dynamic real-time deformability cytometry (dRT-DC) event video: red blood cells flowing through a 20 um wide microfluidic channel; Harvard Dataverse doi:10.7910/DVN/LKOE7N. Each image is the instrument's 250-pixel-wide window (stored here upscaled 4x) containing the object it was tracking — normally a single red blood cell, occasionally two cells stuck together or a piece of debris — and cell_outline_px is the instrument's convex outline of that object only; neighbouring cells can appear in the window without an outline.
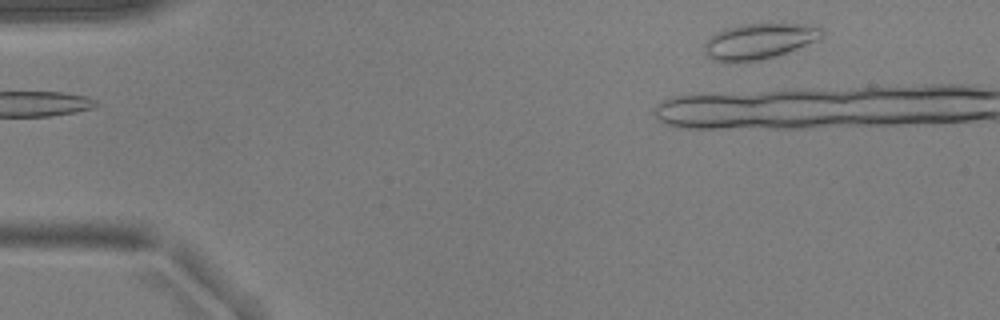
{"species": "common noctule bat (a hibernating species)", "species_latin": "Nyctalus noctula", "temperature_condition": "warm", "stored_images_in_passage": 3, "camera_frame_rate_fps": 3000, "um_per_image_px": 0.085, "animal": {"sex": "male", "body_mass_g": 17.9, "forearm_length_mm": 54.2}, "frame": {"image": 1, "passage_image": 1, "time_ms": 0.0, "image_size_px": [1000, 320], "cell_outline_px": [[824, 32], [816, 40], [776, 56], [760, 60], [712, 60], [704, 52], [704, 44], [716, 32], [740, 24], [804, 24], [820, 28]], "centroid_in_image_um": [64.51, 3.48], "position_along_channel_um": 20.5, "area_um2": 23.58}}